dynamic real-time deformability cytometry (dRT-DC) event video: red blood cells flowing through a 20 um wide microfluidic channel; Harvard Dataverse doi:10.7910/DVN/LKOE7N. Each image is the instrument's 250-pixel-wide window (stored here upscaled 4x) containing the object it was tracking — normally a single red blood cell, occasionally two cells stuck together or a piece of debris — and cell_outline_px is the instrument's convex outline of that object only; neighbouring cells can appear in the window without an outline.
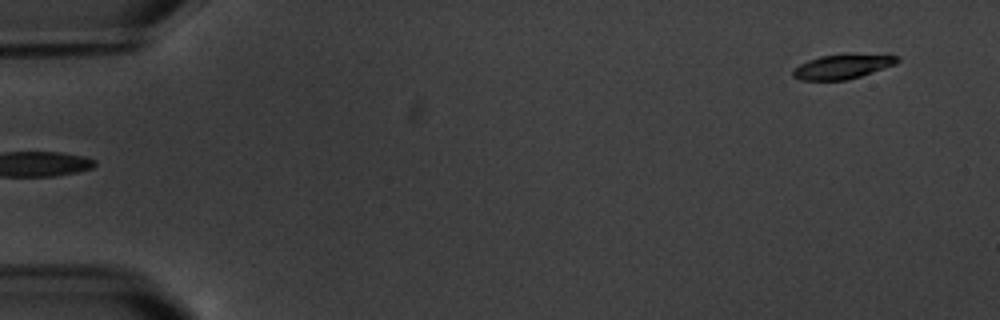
{"species": "common noctule bat (a hibernating species)", "species_latin": "Nyctalus noctula", "temperature_condition": "warm", "stored_images_in_passage": 5, "camera_frame_rate_fps": 3000, "um_per_image_px": 0.085, "animal": {"sex": "male", "body_mass_g": 20.1, "forearm_length_mm": 53.5}, "frame": {"image": 1, "passage_image": 5, "time_ms": 5.667, "image_size_px": [1000, 320], "cell_outline_px": [[900, 60], [896, 64], [848, 80], [800, 80], [792, 76], [792, 72], [800, 64], [808, 60], [820, 56], [848, 52], [888, 52], [900, 56]], "centroid_in_image_um": [71.75, 5.59], "position_along_channel_um": 13.2, "area_um2": 15.84}}